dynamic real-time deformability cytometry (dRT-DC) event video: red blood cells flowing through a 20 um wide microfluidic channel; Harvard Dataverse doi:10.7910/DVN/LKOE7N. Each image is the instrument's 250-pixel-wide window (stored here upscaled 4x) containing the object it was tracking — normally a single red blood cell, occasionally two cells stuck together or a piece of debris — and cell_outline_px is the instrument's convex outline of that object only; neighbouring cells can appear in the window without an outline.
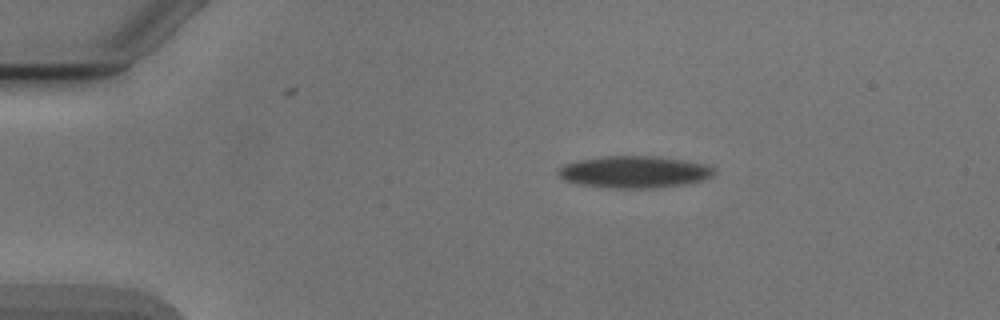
{"species": "Egyptian fruit bat (a non-hibernating species)", "species_latin": "Rousettus aegyptiacus", "temperature_condition": "cold", "stored_images_in_passage": 7, "camera_frame_rate_fps": 3000, "um_per_image_px": 0.085, "animal": {"sex": "male"}, "frame": {"image": 1, "passage_image": 1, "time_ms": 0.0, "image_size_px": [1000, 320], "cell_outline_px": [[716, 172], [708, 180], [692, 184], [656, 188], [608, 188], [576, 184], [564, 180], [556, 176], [556, 168], [564, 164], [576, 160], [604, 156], [660, 156], [708, 164], [716, 168]], "centroid_in_image_um": [53.94, 14.62], "position_along_channel_um": 31.1, "area_um2": 30.06}}
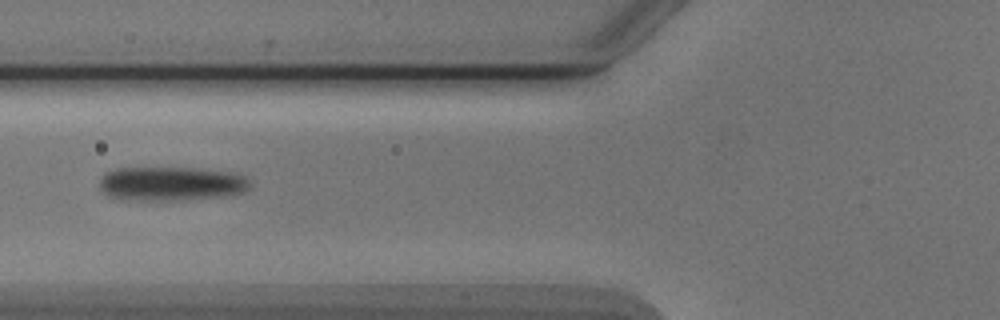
{"frame": {"image": 2, "passage_image": 4, "time_ms": 3.667, "image_size_px": [1000, 320], "cell_outline_px": [[248, 188], [244, 192], [220, 196], [180, 200], [116, 200], [108, 196], [100, 188], [100, 176], [104, 172], [116, 168], [192, 168], [240, 172], [248, 180]], "centroid_in_image_um": [14.5, 15.61], "position_along_channel_um": 111.3, "area_um2": 30.23}}
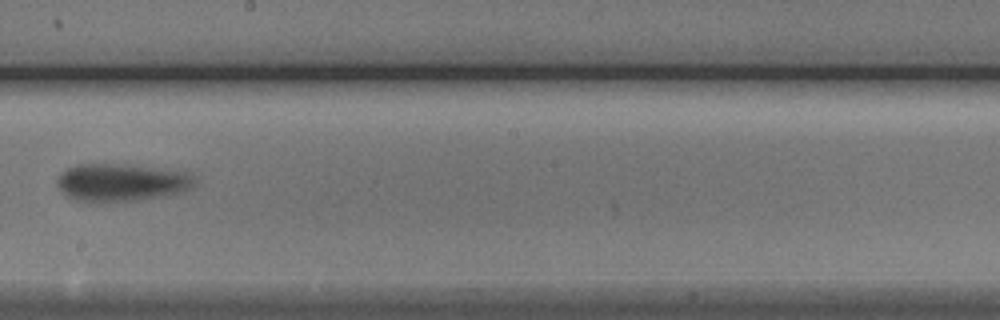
{"frame": {"image": 3, "passage_image": 7, "time_ms": 7.0, "image_size_px": [1000, 320], "cell_outline_px": [[196, 184], [192, 188], [184, 192], [168, 196], [140, 200], [100, 204], [96, 204], [72, 200], [64, 196], [56, 184], [56, 180], [68, 168], [76, 164], [112, 164], [152, 168], [184, 172], [196, 176]], "centroid_in_image_um": [10.29, 15.57], "position_along_channel_um": 237.9, "area_um2": 30.87}}